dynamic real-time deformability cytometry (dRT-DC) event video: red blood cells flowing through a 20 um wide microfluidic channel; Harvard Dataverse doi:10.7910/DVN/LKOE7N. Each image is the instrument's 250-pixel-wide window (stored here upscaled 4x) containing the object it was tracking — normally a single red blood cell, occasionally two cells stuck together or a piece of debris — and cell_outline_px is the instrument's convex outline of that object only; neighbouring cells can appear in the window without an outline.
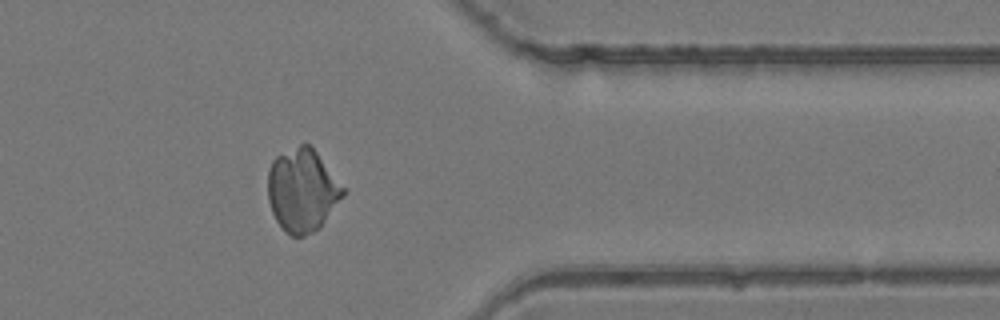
{"species": "common noctule bat (a hibernating species)", "species_latin": "Nyctalus noctula", "temperature_condition": "room temperature", "stored_images_in_passage": 50, "camera_frame_rate_fps": 3000, "um_per_image_px": 0.085, "animal": {"sex": "female", "body_mass_g": 24.6, "forearm_length_mm": 56.2}, "frame": {"image": 1, "passage_image": 41, "time_ms": 13.333, "image_size_px": [1000, 320], "cell_outline_px": [[348, 192], [320, 228], [304, 236], [292, 236], [284, 232], [276, 220], [272, 212], [268, 200], [268, 168], [272, 160], [276, 156], [300, 144], [308, 144], [316, 152]], "centroid_in_image_um": [25.7, 16.2], "position_along_channel_um": 385.7, "area_um2": 36.59}}